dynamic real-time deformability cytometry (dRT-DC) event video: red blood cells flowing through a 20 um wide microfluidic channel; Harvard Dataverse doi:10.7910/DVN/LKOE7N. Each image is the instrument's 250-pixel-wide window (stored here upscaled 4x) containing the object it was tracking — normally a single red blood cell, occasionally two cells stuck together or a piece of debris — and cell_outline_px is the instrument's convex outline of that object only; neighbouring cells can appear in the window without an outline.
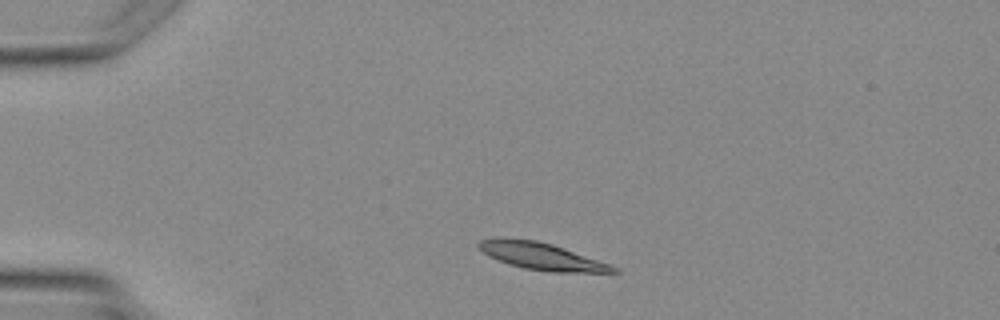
{"species": "Egyptian fruit bat (a non-hibernating species)", "species_latin": "Rousettus aegyptiacus", "temperature_condition": "warm", "stored_images_in_passage": 5, "segment_of_instrument_passage": [2, 2], "camera_frame_rate_fps": 3000, "um_per_image_px": 0.085, "animal": {"sex": "female"}, "frame": {"image": 1, "passage_image": 5, "time_ms": 5.333, "image_size_px": [1000, 320], "cell_outline_px": [[620, 272], [548, 272], [524, 268], [508, 264], [488, 256], [476, 244], [480, 240], [536, 240], [552, 244], [564, 248], [620, 268]], "centroid_in_image_um": [46.1, 21.82], "position_along_channel_um": 38.9, "area_um2": 20.52}}